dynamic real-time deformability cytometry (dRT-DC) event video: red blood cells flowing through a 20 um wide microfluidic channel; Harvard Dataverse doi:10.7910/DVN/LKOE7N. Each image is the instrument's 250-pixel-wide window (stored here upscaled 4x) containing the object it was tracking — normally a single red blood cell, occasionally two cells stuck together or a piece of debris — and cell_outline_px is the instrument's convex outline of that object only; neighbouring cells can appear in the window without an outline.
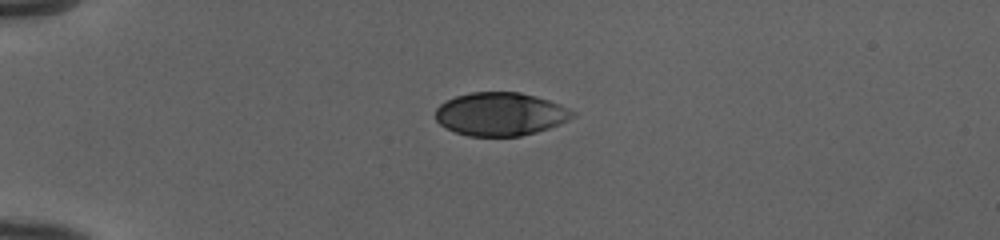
{"species": "human", "species_latin": "Homo sapiens", "temperature_condition": "cold", "stored_images_in_passage": 2, "camera_frame_rate_fps": 3000, "um_per_image_px": 0.085, "donor": {"sex": "female"}, "frame": {"image": 1, "passage_image": 2, "time_ms": 0.333, "image_size_px": [1000, 240], "cell_outline_px": [[536, 128], [528, 132], [512, 136], [480, 136], [460, 132], [444, 124], [440, 120], [440, 108], [444, 104], [452, 100], [464, 96], [484, 92], [512, 92], [528, 96]], "centroid_in_image_um": [41.61, 9.72], "position_along_channel_um": 43.4, "area_um2": 25.14}}